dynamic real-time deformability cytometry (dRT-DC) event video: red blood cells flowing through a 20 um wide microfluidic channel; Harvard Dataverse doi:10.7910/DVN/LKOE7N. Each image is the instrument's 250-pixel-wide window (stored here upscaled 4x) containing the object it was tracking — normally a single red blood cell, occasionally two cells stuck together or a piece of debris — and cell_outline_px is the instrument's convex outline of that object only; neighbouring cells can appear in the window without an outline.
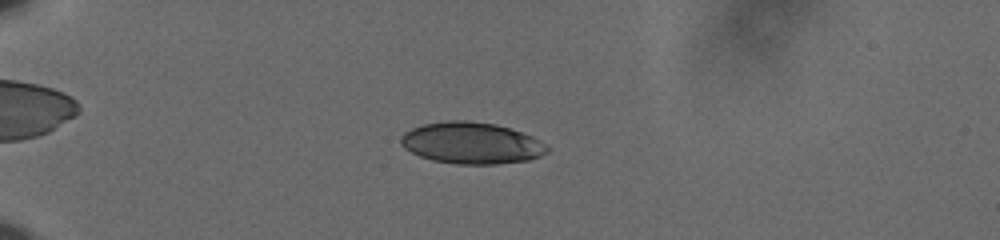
{"species": "human", "species_latin": "Homo sapiens", "temperature_condition": "cold", "stored_images_in_passage": 60, "camera_frame_rate_fps": 3000, "um_per_image_px": 0.085, "donor": {"sex": "male"}, "frame": {"image": 1, "passage_image": 18, "time_ms": 5.667, "image_size_px": [1000, 240], "cell_outline_px": [[548, 152], [540, 156], [528, 160], [496, 164], [456, 164], [432, 160], [420, 156], [404, 148], [400, 144], [400, 136], [404, 132], [412, 128], [424, 124], [444, 120], [464, 120], [496, 124], [532, 136], [540, 140], [548, 148]], "centroid_in_image_um": [40.05, 12.16], "position_along_channel_um": 45.0, "area_um2": 35.43}}
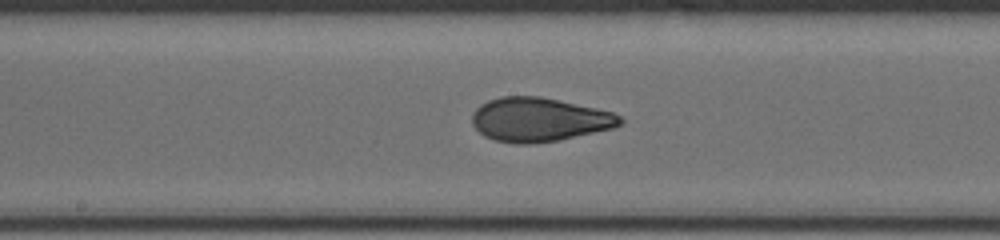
{"frame": {"image": 2, "passage_image": 35, "time_ms": 11.333, "image_size_px": [1000, 240], "cell_outline_px": [[624, 120], [620, 124], [612, 128], [560, 140], [532, 144], [516, 144], [492, 140], [484, 136], [472, 124], [472, 112], [480, 104], [488, 100], [500, 96], [540, 96], [596, 108], [612, 112], [620, 116]], "centroid_in_image_um": [45.78, 10.17], "position_along_channel_um": 202.4, "area_um2": 38.03}}
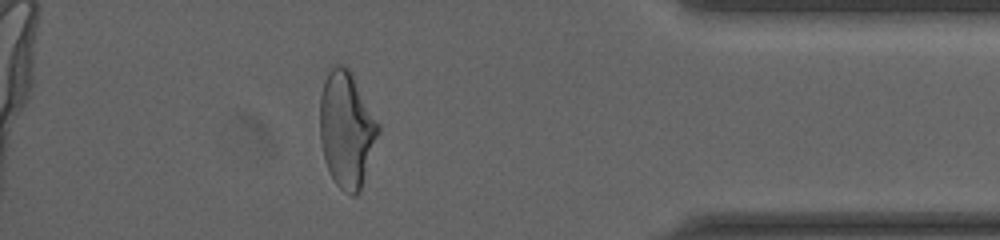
{"frame": {"image": 3, "passage_image": 54, "time_ms": 17.667, "image_size_px": [1000, 240], "cell_outline_px": [[380, 132], [360, 188], [356, 196], [352, 196], [344, 192], [336, 184], [324, 160], [320, 140], [320, 96], [324, 80], [328, 72], [336, 64], [344, 64], [348, 68], [380, 124]], "centroid_in_image_um": [29.45, 11.0], "position_along_channel_um": 405.7, "area_um2": 39.19}, "authors_computed_cell_mechanics": {"area_um2": 36.6452, "velocity_mm_per_s": 3.635, "shape_relaxation_time_tau1_ms": 7.5826, "shape_relaxation_time_tau2_ms": 1.234, "deformation_change_tau1": 0.2146, "deformation_change_tau2": 0.0699}}